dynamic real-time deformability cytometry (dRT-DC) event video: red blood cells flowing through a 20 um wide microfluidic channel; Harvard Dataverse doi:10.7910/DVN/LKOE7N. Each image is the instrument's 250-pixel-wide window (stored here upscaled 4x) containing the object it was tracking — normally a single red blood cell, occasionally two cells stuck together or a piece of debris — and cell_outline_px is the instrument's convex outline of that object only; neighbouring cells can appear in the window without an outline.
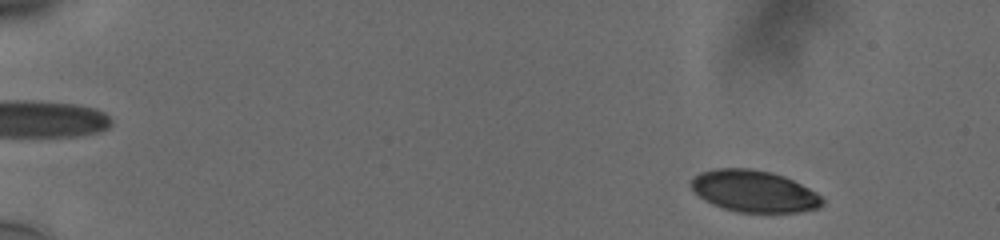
{"species": "human", "species_latin": "Homo sapiens", "temperature_condition": "cold", "stored_images_in_passage": 56, "camera_frame_rate_fps": 3000, "um_per_image_px": 0.085, "donor": {"sex": "male"}, "frame": {"image": 1, "passage_image": 6, "time_ms": 1.667, "image_size_px": [1000, 240], "cell_outline_px": [[824, 204], [820, 208], [800, 212], [736, 212], [712, 204], [704, 200], [688, 184], [700, 172], [716, 168], [748, 168], [772, 172], [784, 176], [824, 196]], "centroid_in_image_um": [64.12, 16.26], "position_along_channel_um": 20.9, "area_um2": 32.02}}
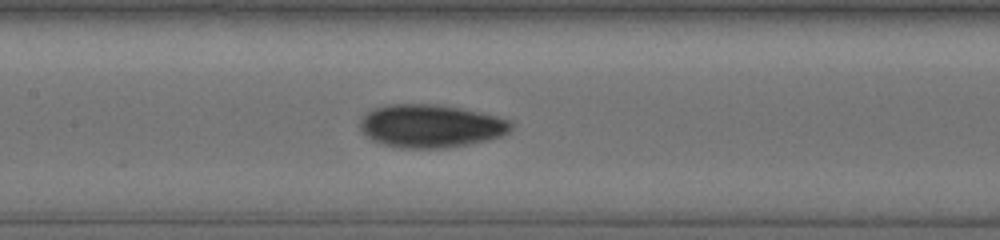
{"frame": {"image": 2, "passage_image": 29, "time_ms": 9.333, "image_size_px": [1000, 240], "cell_outline_px": [[512, 128], [508, 132], [500, 136], [488, 140], [468, 144], [444, 148], [400, 148], [384, 144], [372, 140], [360, 132], [360, 120], [372, 108], [388, 104], [436, 104], [460, 108], [480, 112], [512, 120]], "centroid_in_image_um": [36.6, 10.71], "position_along_channel_um": 170.8, "area_um2": 38.03}}
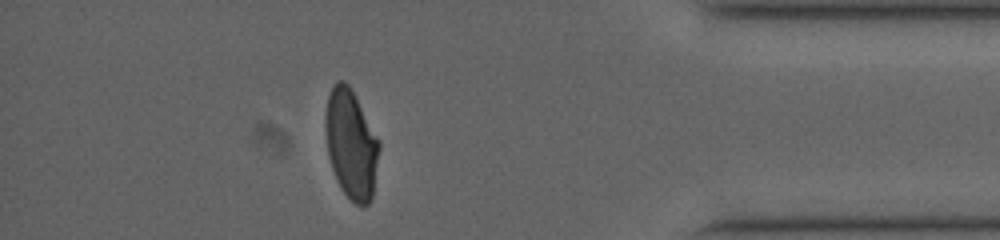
{"frame": {"image": 3, "passage_image": 50, "time_ms": 16.333, "image_size_px": [1000, 240], "cell_outline_px": [[380, 148], [372, 196], [368, 204], [356, 204], [340, 188], [336, 180], [328, 156], [324, 128], [324, 116], [328, 96], [332, 84], [336, 80], [344, 80], [348, 84], [380, 140]], "centroid_in_image_um": [29.82, 12.21], "position_along_channel_um": 405.4, "area_um2": 34.28}, "authors_computed_cell_mechanics": {"area_um2": 34.9401, "velocity_mm_per_s": 3.7722, "shape_relaxation_time_tau1_ms": 8.9786, "shape_relaxation_time_tau2_ms": 1.7868, "deformation_change_tau1": 0.226, "deformation_change_tau2": 0.0608}}